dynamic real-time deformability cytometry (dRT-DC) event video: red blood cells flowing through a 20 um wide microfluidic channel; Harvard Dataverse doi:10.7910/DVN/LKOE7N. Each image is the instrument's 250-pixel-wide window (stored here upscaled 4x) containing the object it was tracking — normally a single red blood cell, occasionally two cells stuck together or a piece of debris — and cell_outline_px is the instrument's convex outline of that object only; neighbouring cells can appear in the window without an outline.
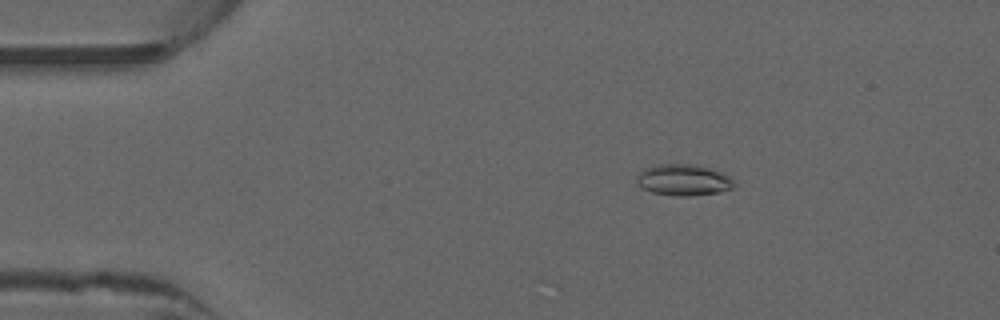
{"species": "common noctule bat (a hibernating species)", "species_latin": "Nyctalus noctula", "temperature_condition": "warm", "stored_images_in_passage": 52, "camera_frame_rate_fps": 3000, "um_per_image_px": 0.085, "animal": {"sex": "male", "forearm_length_mm": 52.5}, "frame": {"image": 1, "passage_image": 9, "time_ms": 2.667, "image_size_px": [1000, 320], "cell_outline_px": [[736, 184], [732, 188], [720, 192], [688, 196], [676, 196], [652, 192], [636, 184], [636, 176], [644, 168], [656, 164], [696, 164], [712, 168], [728, 176]], "centroid_in_image_um": [58.08, 15.28], "position_along_channel_um": 26.9, "area_um2": 17.86}}
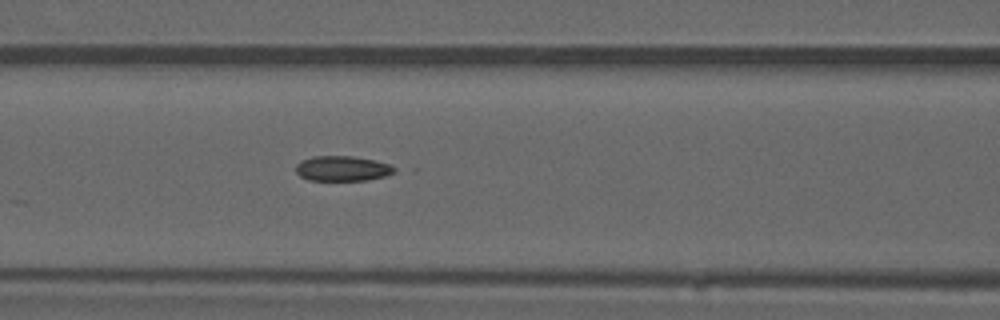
{"frame": {"image": 2, "passage_image": 22, "time_ms": 7.0, "image_size_px": [1000, 320], "cell_outline_px": [[396, 172], [384, 176], [368, 180], [308, 180], [300, 176], [296, 172], [296, 164], [300, 160], [312, 156], [352, 156], [372, 160], [388, 164], [396, 168]], "centroid_in_image_um": [29.07, 14.32], "position_along_channel_um": 137.5, "area_um2": 14.39}}
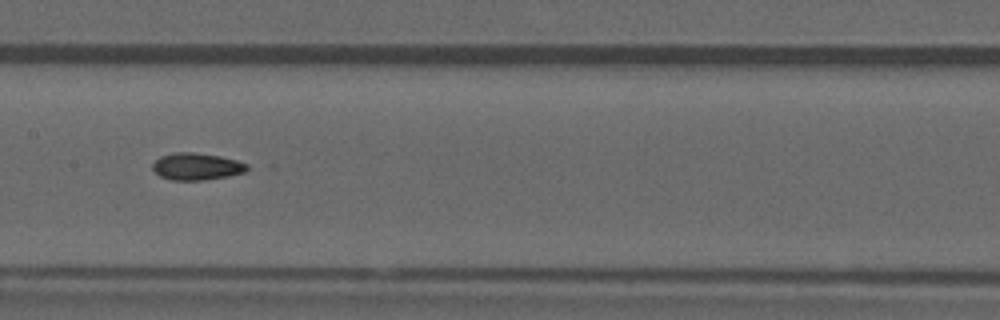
{"frame": {"image": 3, "passage_image": 26, "time_ms": 8.333, "image_size_px": [1000, 320], "cell_outline_px": [[248, 168], [244, 172], [228, 176], [204, 180], [172, 180], [160, 176], [152, 168], [152, 164], [160, 156], [176, 152], [192, 152], [220, 156], [236, 160], [248, 164]], "centroid_in_image_um": [16.7, 14.15], "position_along_channel_um": 190.7, "area_um2": 14.8}, "authors_computed_cell_mechanics": {"area_um2": 14.9124, "velocity_mm_per_s": 3.9907, "shape_relaxation_time_tau1_ms": null, "shape_relaxation_time_tau2_ms": 2.1505, "deformation_change_tau1": null, "deformation_change_tau2": 0.0743}}